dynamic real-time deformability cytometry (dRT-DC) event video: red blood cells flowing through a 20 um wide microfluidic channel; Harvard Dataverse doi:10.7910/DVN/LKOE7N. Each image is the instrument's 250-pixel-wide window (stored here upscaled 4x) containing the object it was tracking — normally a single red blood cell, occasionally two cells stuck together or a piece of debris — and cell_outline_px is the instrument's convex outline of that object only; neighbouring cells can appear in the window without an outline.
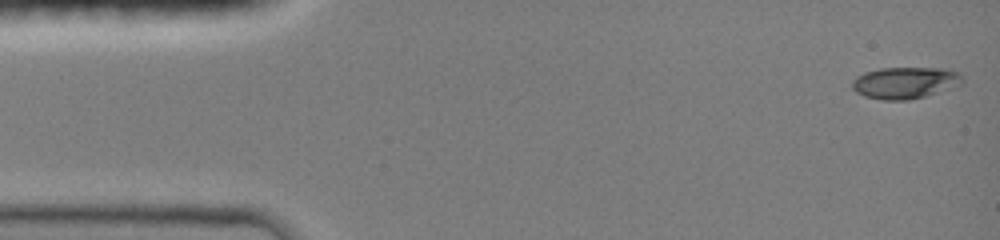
{"species": "common noctule bat (a hibernating species)", "species_latin": "Nyctalus noctula", "temperature_condition": "room temperature", "stored_images_in_passage": 16, "camera_frame_rate_fps": 3000, "um_per_image_px": 0.085, "animal": {"sex": "female", "body_mass_g": 19.0, "forearm_length_mm": 51.5}, "frame": {"image": 1, "passage_image": 1, "time_ms": 0.0, "image_size_px": [1000, 240], "cell_outline_px": [[964, 80], [960, 84], [924, 96], [908, 100], [880, 100], [864, 96], [856, 92], [852, 88], [852, 80], [856, 76], [864, 72], [880, 68], [940, 68], [960, 72]], "centroid_in_image_um": [76.88, 7.03], "position_along_channel_um": 8.1, "area_um2": 20.29}}
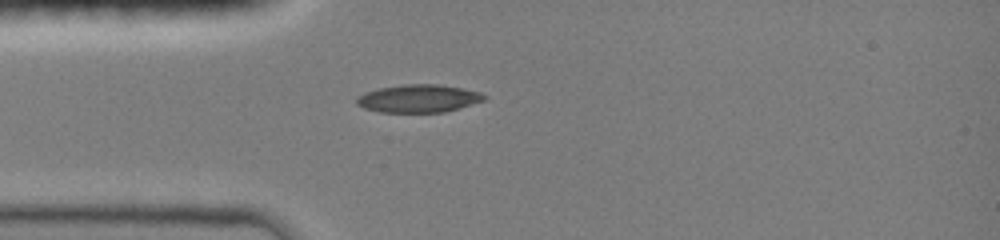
{"frame": {"image": 2, "passage_image": 12, "time_ms": 3.667, "image_size_px": [1000, 240], "cell_outline_px": [[488, 96], [484, 100], [444, 112], [380, 112], [364, 108], [356, 104], [356, 96], [364, 92], [380, 88], [404, 84], [436, 84], [460, 88], [480, 92]], "centroid_in_image_um": [35.53, 8.37], "position_along_channel_um": 49.5, "area_um2": 20.58}}
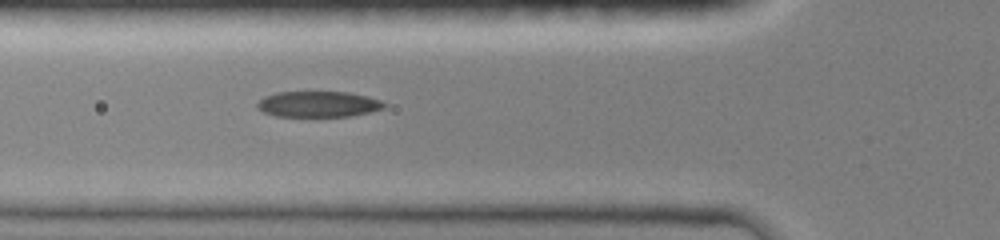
{"frame": {"image": 3, "passage_image": 16, "time_ms": 5.0, "image_size_px": [1000, 240], "cell_outline_px": [[388, 104], [384, 108], [368, 112], [348, 116], [276, 116], [264, 112], [256, 108], [256, 104], [264, 96], [276, 92], [348, 92], [380, 100]], "centroid_in_image_um": [27.02, 8.85], "position_along_channel_um": 98.8, "area_um2": 18.96}}